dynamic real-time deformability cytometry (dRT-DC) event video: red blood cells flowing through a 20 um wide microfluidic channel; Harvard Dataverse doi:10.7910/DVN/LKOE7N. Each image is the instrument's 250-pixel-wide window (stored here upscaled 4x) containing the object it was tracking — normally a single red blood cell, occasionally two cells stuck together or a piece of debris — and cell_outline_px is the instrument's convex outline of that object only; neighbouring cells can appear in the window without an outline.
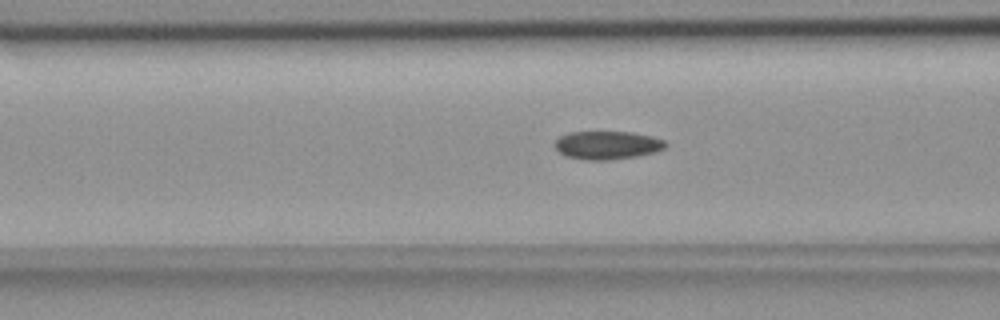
{"species": "common noctule bat (a hibernating species)", "species_latin": "Nyctalus noctula", "temperature_condition": "room temperature", "stored_images_in_passage": 41, "camera_frame_rate_fps": 3000, "um_per_image_px": 0.085, "animal": {"sex": "female", "body_mass_g": 18.4}, "frame": {"image": 1, "passage_image": 7, "time_ms": 2.0, "image_size_px": [1000, 320], "cell_outline_px": [[668, 144], [664, 148], [656, 152], [636, 156], [612, 160], [584, 160], [564, 156], [556, 148], [556, 140], [560, 136], [568, 132], [632, 132], [652, 136], [664, 140]], "centroid_in_image_um": [51.63, 12.34], "position_along_channel_um": 115.0, "area_um2": 18.32}}
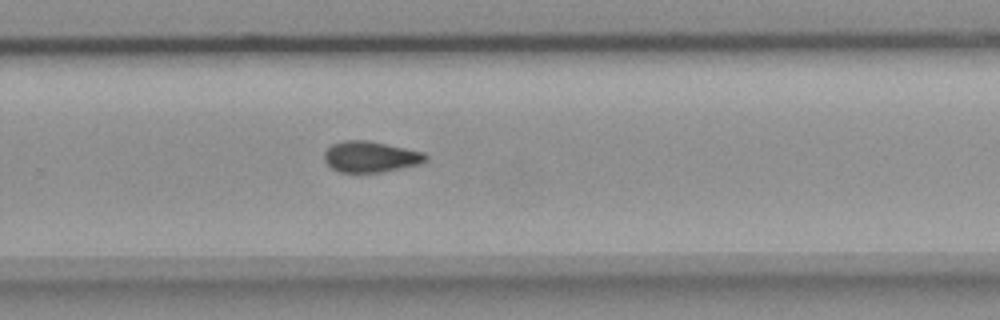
{"frame": {"image": 2, "passage_image": 22, "time_ms": 7.0, "image_size_px": [1000, 320], "cell_outline_px": [[428, 160], [420, 164], [380, 172], [340, 172], [332, 168], [324, 160], [324, 152], [332, 144], [344, 140], [368, 140], [424, 152], [428, 156]], "centroid_in_image_um": [31.5, 13.32], "position_along_channel_um": 298.3, "area_um2": 18.26}}
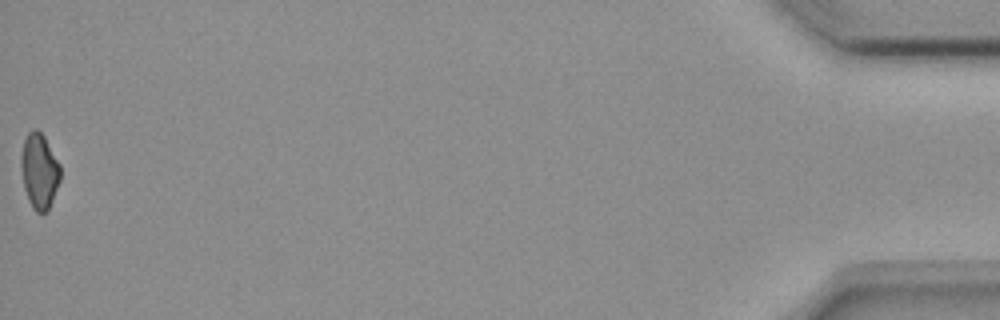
{"frame": {"image": 3, "passage_image": 41, "time_ms": 13.333, "image_size_px": [1000, 320], "cell_outline_px": [[60, 180], [48, 212], [36, 212], [32, 208], [28, 200], [24, 188], [20, 168], [20, 156], [24, 140], [28, 132], [32, 128], [36, 128], [44, 136], [60, 164]], "centroid_in_image_um": [3.33, 14.54], "position_along_channel_um": 431.9, "area_um2": 17.46}, "authors_computed_cell_mechanics": {"area_um2": 18.2648, "velocity_mm_per_s": 3.6782, "shape_relaxation_time_tau1_ms": null, "shape_relaxation_time_tau2_ms": 5.6294, "deformation_change_tau1": null, "deformation_change_tau2": 0.09}}